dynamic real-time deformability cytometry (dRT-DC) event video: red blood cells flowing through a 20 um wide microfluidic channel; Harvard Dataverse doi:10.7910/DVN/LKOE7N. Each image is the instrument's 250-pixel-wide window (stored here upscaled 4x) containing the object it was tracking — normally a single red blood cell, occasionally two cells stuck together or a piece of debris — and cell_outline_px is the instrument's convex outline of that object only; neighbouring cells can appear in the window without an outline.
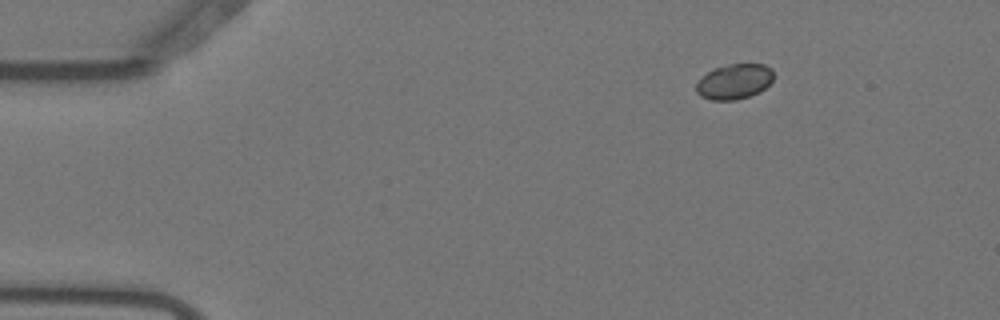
{"species": "Egyptian fruit bat (a non-hibernating species)", "species_latin": "Rousettus aegyptiacus", "temperature_condition": "warm", "stored_images_in_passage": 6, "camera_frame_rate_fps": 3000, "um_per_image_px": 0.085, "animal": {"sex": "female"}, "frame": {"image": 1, "passage_image": 3, "time_ms": 0.667, "image_size_px": [1000, 320], "cell_outline_px": [[772, 80], [760, 92], [736, 100], [712, 100], [700, 96], [696, 92], [696, 84], [712, 68], [728, 64], [764, 64], [772, 68]], "centroid_in_image_um": [62.41, 6.93], "position_along_channel_um": 22.6, "area_um2": 15.78}}